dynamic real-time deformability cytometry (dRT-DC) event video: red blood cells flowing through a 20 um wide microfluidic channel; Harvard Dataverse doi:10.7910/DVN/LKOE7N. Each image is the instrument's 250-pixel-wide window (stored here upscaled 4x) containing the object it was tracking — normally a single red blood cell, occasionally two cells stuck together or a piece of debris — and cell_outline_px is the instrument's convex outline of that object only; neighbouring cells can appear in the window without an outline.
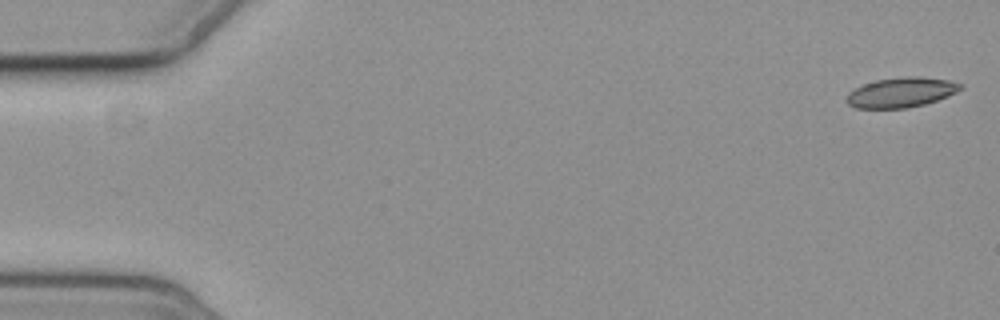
{"species": "common noctule bat (a hibernating species)", "species_latin": "Nyctalus noctula", "temperature_condition": "cold", "stored_images_in_passage": 13, "camera_frame_rate_fps": 3000, "um_per_image_px": 0.085, "animal": {"sex": "female", "body_mass_g": 19.3, "forearm_length_mm": 54.1}, "frame": {"image": 1, "passage_image": 1, "time_ms": 0.0, "image_size_px": [1000, 320], "cell_outline_px": [[964, 88], [948, 96], [924, 104], [904, 108], [856, 108], [848, 104], [848, 92], [864, 84], [876, 80], [908, 76], [920, 76], [948, 80], [964, 84]], "centroid_in_image_um": [76.64, 7.84], "position_along_channel_um": 8.4, "area_um2": 19.71}}
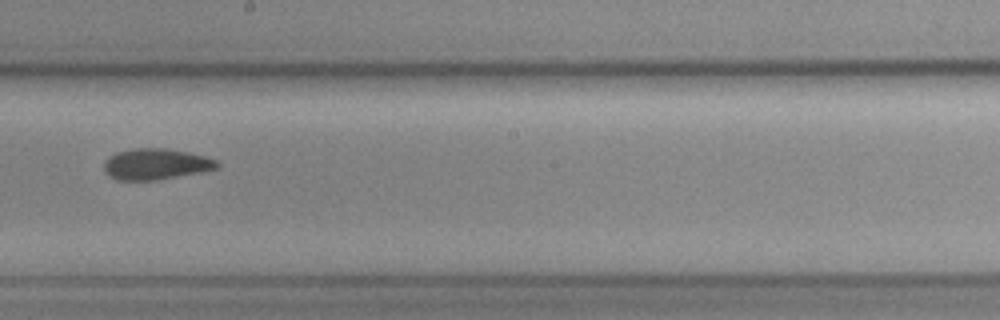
{"frame": {"image": 2, "passage_image": 7, "time_ms": 10.333, "image_size_px": [1000, 320], "cell_outline_px": [[220, 164], [216, 168], [208, 172], [160, 180], [116, 180], [108, 176], [104, 172], [104, 164], [108, 156], [116, 152], [136, 148], [164, 148], [188, 152], [204, 156], [216, 160]], "centroid_in_image_um": [13.26, 13.97], "position_along_channel_um": 234.9, "area_um2": 20.87}}
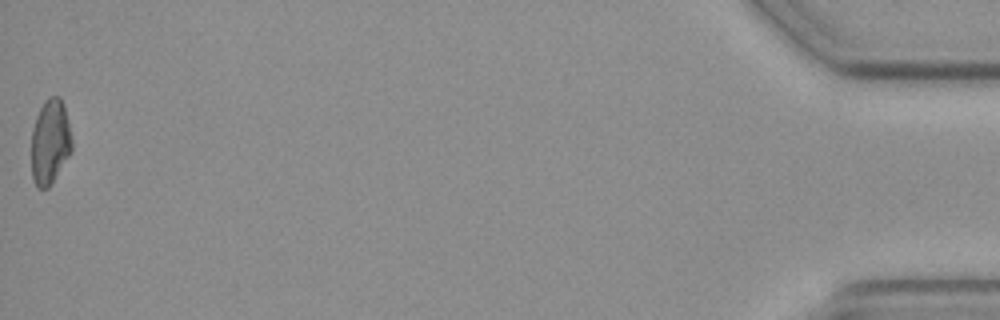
{"frame": {"image": 3, "passage_image": 13, "time_ms": 18.667, "image_size_px": [1000, 320], "cell_outline_px": [[72, 152], [48, 188], [36, 188], [32, 176], [32, 128], [36, 116], [44, 100], [48, 96], [60, 96], [64, 108], [72, 140]], "centroid_in_image_um": [4.25, 12.06], "position_along_channel_um": 431.0, "area_um2": 20.0}, "authors_computed_cell_mechanics": {"area_um2": 19.9988, "velocity_mm_per_s": 3.6318, "shape_relaxation_time_tau1_ms": null, "shape_relaxation_time_tau2_ms": 2.9577, "deformation_change_tau1": null, "deformation_change_tau2": 0.0809}}